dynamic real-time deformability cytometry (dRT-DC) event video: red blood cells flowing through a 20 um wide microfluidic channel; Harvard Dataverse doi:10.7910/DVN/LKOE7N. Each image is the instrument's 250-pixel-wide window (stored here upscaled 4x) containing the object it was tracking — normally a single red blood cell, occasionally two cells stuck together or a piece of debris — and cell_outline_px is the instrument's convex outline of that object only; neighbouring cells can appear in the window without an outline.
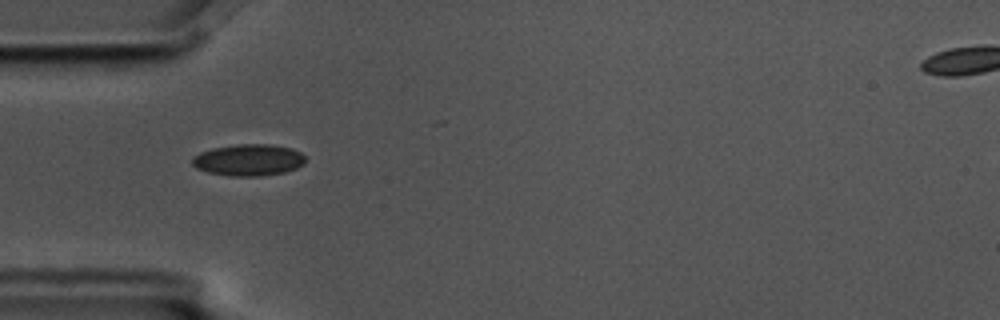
{"species": "common noctule bat (a hibernating species)", "species_latin": "Nyctalus noctula", "temperature_condition": "cold", "stored_images_in_passage": 9, "camera_frame_rate_fps": 3000, "um_per_image_px": 0.085, "animal": {"sex": "male", "body_mass_g": 17.5, "forearm_length_mm": 52.3}, "frame": {"image": 1, "passage_image": 3, "time_ms": 0.667, "image_size_px": [1000, 320], "cell_outline_px": [[304, 164], [296, 168], [284, 172], [260, 176], [228, 176], [208, 172], [196, 168], [192, 164], [192, 156], [200, 152], [212, 148], [236, 144], [268, 144], [292, 148], [300, 152], [304, 156]], "centroid_in_image_um": [21.1, 13.59], "position_along_channel_um": 63.9, "area_um2": 20.92}}
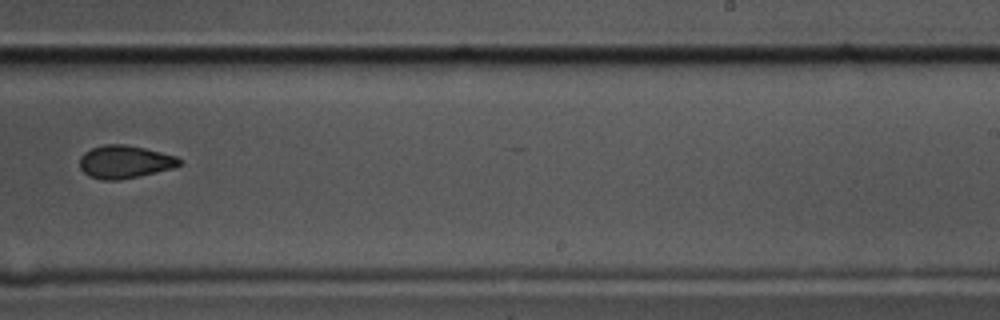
{"frame": {"image": 2, "passage_image": 8, "time_ms": 2.333, "image_size_px": [1000, 320], "cell_outline_px": [[180, 164], [172, 168], [140, 176], [120, 180], [104, 180], [88, 176], [80, 168], [80, 156], [84, 152], [92, 148], [104, 144], [124, 144], [144, 148], [176, 156], [180, 160]], "centroid_in_image_um": [10.56, 13.76], "position_along_channel_um": 278.4, "area_um2": 19.02}}
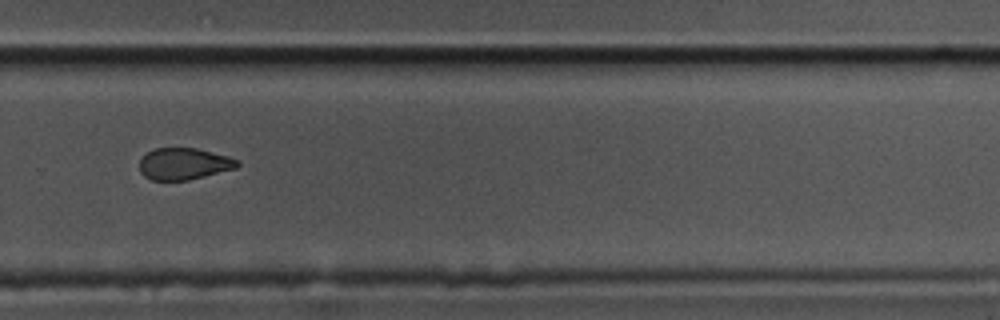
{"frame": {"image": 3, "passage_image": 9, "time_ms": 2.667, "image_size_px": [1000, 320], "cell_outline_px": [[240, 164], [236, 168], [188, 180], [152, 180], [144, 176], [140, 172], [140, 160], [148, 152], [156, 148], [196, 148], [228, 156], [240, 160]], "centroid_in_image_um": [15.65, 13.92], "position_along_channel_um": 314.2, "area_um2": 17.98}}